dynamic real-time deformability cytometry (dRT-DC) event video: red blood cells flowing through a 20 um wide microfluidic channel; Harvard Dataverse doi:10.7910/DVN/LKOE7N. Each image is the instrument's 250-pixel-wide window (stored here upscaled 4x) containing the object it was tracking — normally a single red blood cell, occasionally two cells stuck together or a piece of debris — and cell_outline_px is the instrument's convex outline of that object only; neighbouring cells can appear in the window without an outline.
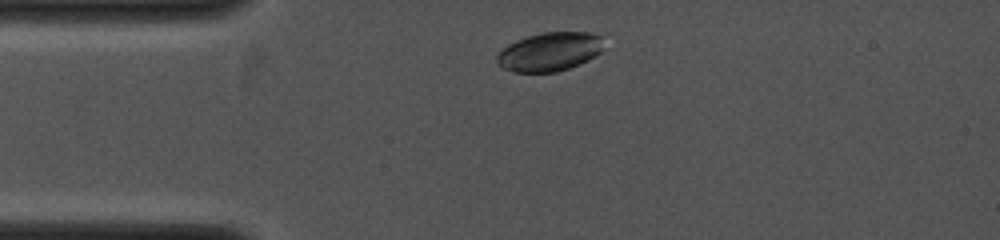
{"species": "common noctule bat (a hibernating species)", "species_latin": "Nyctalus noctula", "temperature_condition": "cold", "stored_images_in_passage": 25, "camera_frame_rate_fps": 4000, "um_per_image_px": 0.085, "animal": {"sex": "female", "body_mass_g": 19.0, "forearm_length_mm": 53.3}, "frame": {"image": 1, "passage_image": 2, "time_ms": 0.5, "image_size_px": [1000, 240], "cell_outline_px": [[600, 52], [596, 56], [588, 60], [568, 68], [556, 72], [516, 72], [504, 68], [496, 64], [496, 56], [508, 44], [516, 40], [528, 36], [544, 32], [588, 32], [600, 36]], "centroid_in_image_um": [46.67, 4.4], "position_along_channel_um": 38.3, "area_um2": 23.81}}
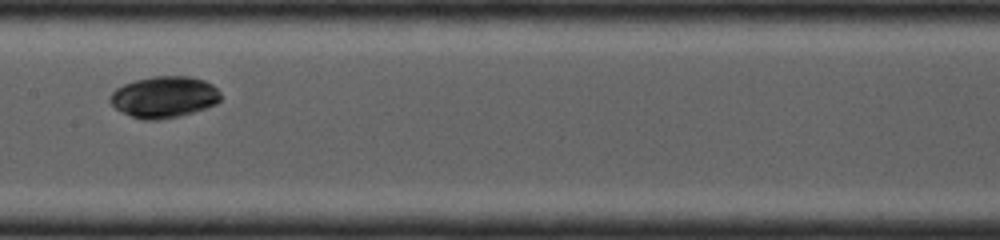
{"frame": {"image": 2, "passage_image": 12, "time_ms": 4.0, "image_size_px": [1000, 240], "cell_outline_px": [[220, 100], [216, 104], [180, 116], [160, 120], [144, 120], [120, 112], [108, 100], [108, 96], [116, 88], [124, 84], [136, 80], [152, 76], [192, 76], [204, 80], [212, 84], [220, 92]], "centroid_in_image_um": [13.93, 8.24], "position_along_channel_um": 193.5, "area_um2": 26.82}}
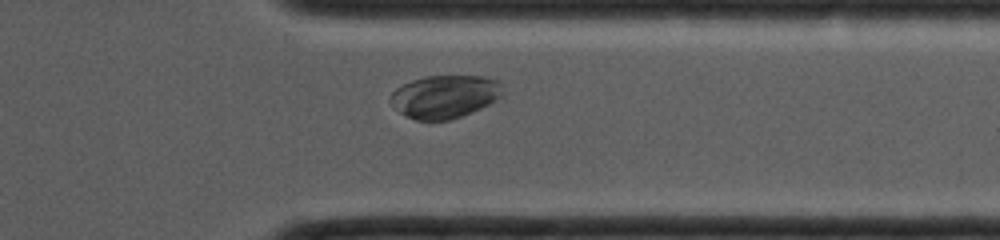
{"frame": {"image": 3, "passage_image": 22, "time_ms": 7.5, "image_size_px": [1000, 240], "cell_outline_px": [[504, 92], [496, 100], [472, 112], [448, 120], [416, 120], [400, 112], [388, 100], [388, 96], [396, 88], [412, 80], [428, 76], [484, 76], [496, 80], [504, 88]], "centroid_in_image_um": [37.8, 8.2], "position_along_channel_um": 373.6, "area_um2": 27.98}}